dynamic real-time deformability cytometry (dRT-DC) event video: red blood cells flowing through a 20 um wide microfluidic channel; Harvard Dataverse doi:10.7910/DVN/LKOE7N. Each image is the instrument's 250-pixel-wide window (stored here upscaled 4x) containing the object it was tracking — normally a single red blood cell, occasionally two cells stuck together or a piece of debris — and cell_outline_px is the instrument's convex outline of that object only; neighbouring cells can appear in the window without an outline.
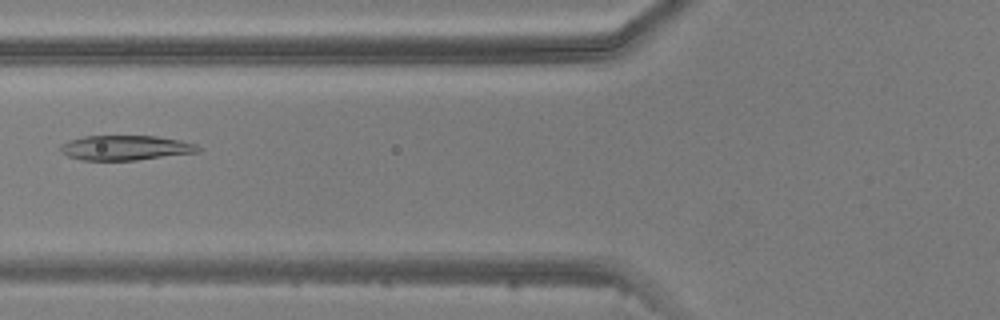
{"species": "common noctule bat (a hibernating species)", "species_latin": "Nyctalus noctula", "temperature_condition": "warm", "stored_images_in_passage": 6, "camera_frame_rate_fps": 3000, "um_per_image_px": 0.085, "animal": {"sex": "male", "body_mass_g": 20.5, "forearm_length_mm": 52.5}, "frame": {"image": 1, "passage_image": 6, "time_ms": 6.0, "image_size_px": [1000, 320], "cell_outline_px": [[200, 152], [136, 160], [80, 160], [68, 156], [60, 148], [60, 144], [68, 140], [84, 136], [156, 136], [180, 140], [196, 144], [200, 148]], "centroid_in_image_um": [10.67, 12.56], "position_along_channel_um": 115.1, "area_um2": 19.88}}